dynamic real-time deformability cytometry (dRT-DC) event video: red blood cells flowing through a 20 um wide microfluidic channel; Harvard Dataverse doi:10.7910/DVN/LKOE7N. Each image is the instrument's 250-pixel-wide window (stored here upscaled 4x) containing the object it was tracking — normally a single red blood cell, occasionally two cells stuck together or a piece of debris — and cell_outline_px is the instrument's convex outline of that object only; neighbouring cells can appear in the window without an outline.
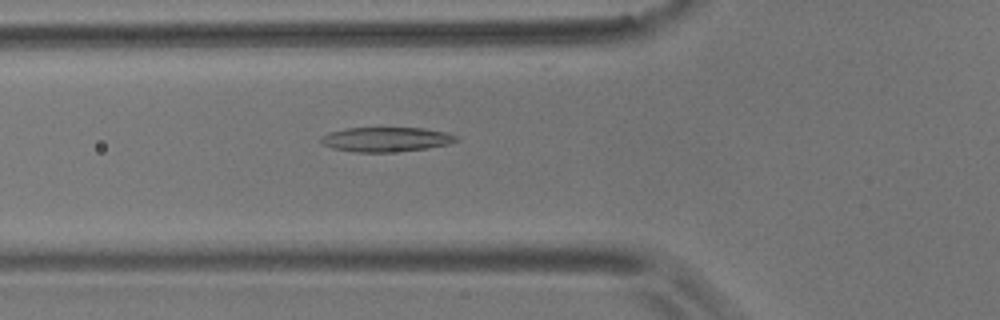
{"species": "common noctule bat (a hibernating species)", "species_latin": "Nyctalus noctula", "temperature_condition": "room temperature", "stored_images_in_passage": 57, "camera_frame_rate_fps": 3000, "um_per_image_px": 0.085, "animal": {"sex": "male", "body_mass_g": 17.9}, "frame": {"image": 1, "passage_image": 20, "time_ms": 6.333, "image_size_px": [1000, 320], "cell_outline_px": [[460, 140], [448, 144], [428, 148], [392, 152], [356, 152], [332, 148], [324, 144], [320, 140], [320, 136], [328, 132], [348, 128], [424, 128], [448, 132], [456, 136]], "centroid_in_image_um": [32.83, 11.84], "position_along_channel_um": 93.0, "area_um2": 19.42}}
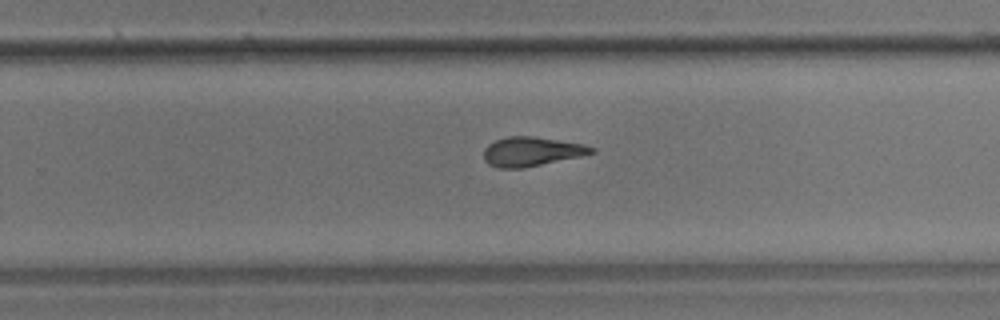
{"frame": {"image": 2, "passage_image": 36, "time_ms": 11.667, "image_size_px": [1000, 320], "cell_outline_px": [[596, 152], [580, 156], [524, 168], [496, 168], [488, 164], [484, 160], [484, 148], [488, 144], [496, 140], [508, 136], [532, 136], [584, 144], [596, 148]], "centroid_in_image_um": [45.16, 12.88], "position_along_channel_um": 284.6, "area_um2": 18.38}}
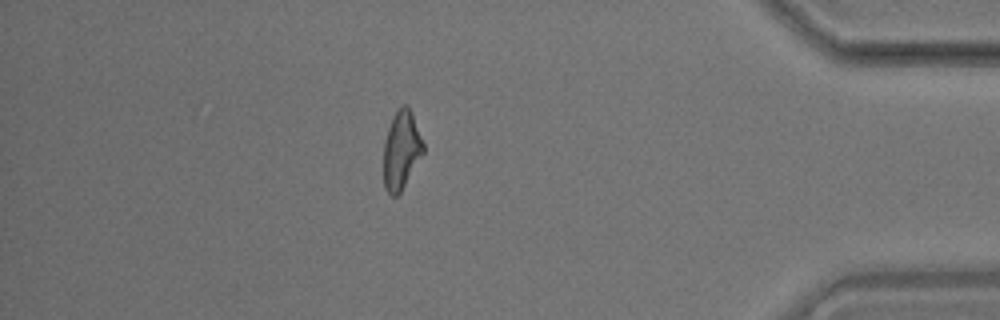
{"frame": {"image": 3, "passage_image": 49, "time_ms": 16.0, "image_size_px": [1000, 320], "cell_outline_px": [[424, 152], [400, 192], [396, 196], [392, 196], [384, 188], [384, 140], [392, 116], [400, 104], [408, 104], [412, 112], [424, 144]], "centroid_in_image_um": [34.11, 12.7], "position_along_channel_um": 401.1, "area_um2": 18.21}, "authors_computed_cell_mechanics": {"area_um2": 19.1896, "velocity_mm_per_s": 3.5844, "shape_relaxation_time_tau1_ms": 10.484, "shape_relaxation_time_tau2_ms": 3.5938, "deformation_change_tau1": 0.246, "deformation_change_tau2": 0.1323}}